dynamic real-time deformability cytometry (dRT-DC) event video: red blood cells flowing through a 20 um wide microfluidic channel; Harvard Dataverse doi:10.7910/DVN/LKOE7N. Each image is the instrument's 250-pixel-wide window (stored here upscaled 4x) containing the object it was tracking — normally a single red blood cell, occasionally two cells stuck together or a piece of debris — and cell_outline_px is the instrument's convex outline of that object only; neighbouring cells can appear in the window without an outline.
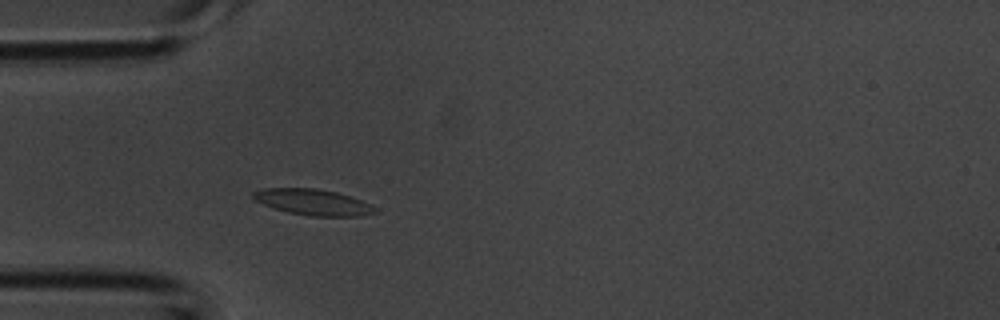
{"species": "common noctule bat (a hibernating species)", "species_latin": "Nyctalus noctula", "temperature_condition": "room temperature", "stored_images_in_passage": 34, "camera_frame_rate_fps": 3000, "um_per_image_px": 0.085, "animal": {"sex": "male", "body_mass_g": 20.1, "forearm_length_mm": 53.5}, "frame": {"image": 1, "passage_image": 3, "time_ms": 0.667, "image_size_px": [1000, 320], "cell_outline_px": [[376, 212], [360, 216], [312, 216], [288, 212], [272, 208], [252, 200], [252, 192], [264, 188], [316, 188], [336, 192], [360, 200], [376, 208]], "centroid_in_image_um": [26.52, 17.18], "position_along_channel_um": 58.5, "area_um2": 18.38}}
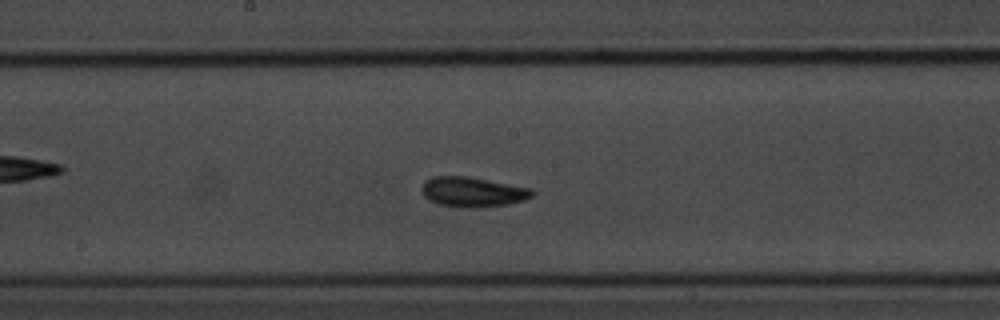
{"frame": {"image": 2, "passage_image": 13, "time_ms": 4.0, "image_size_px": [1000, 320], "cell_outline_px": [[536, 192], [532, 196], [524, 200], [508, 204], [476, 208], [468, 208], [440, 204], [428, 200], [424, 196], [420, 188], [424, 180], [432, 176], [468, 176], [532, 188]], "centroid_in_image_um": [40.17, 16.3], "position_along_channel_um": 208.0, "area_um2": 19.48}}
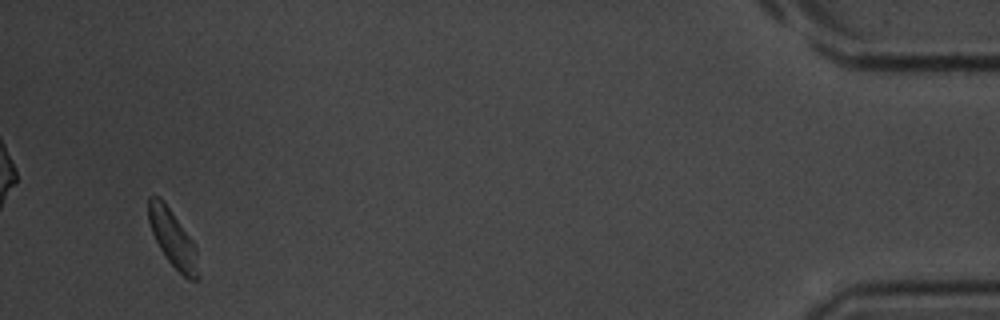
{"frame": {"image": 3, "passage_image": 32, "time_ms": 10.333, "image_size_px": [1000, 320], "cell_outline_px": [[200, 280], [188, 280], [164, 256], [152, 232], [148, 220], [148, 196], [160, 196], [192, 240], [196, 248], [200, 276]], "centroid_in_image_um": [14.7, 20.3], "position_along_channel_um": 420.5, "area_um2": 16.42}}